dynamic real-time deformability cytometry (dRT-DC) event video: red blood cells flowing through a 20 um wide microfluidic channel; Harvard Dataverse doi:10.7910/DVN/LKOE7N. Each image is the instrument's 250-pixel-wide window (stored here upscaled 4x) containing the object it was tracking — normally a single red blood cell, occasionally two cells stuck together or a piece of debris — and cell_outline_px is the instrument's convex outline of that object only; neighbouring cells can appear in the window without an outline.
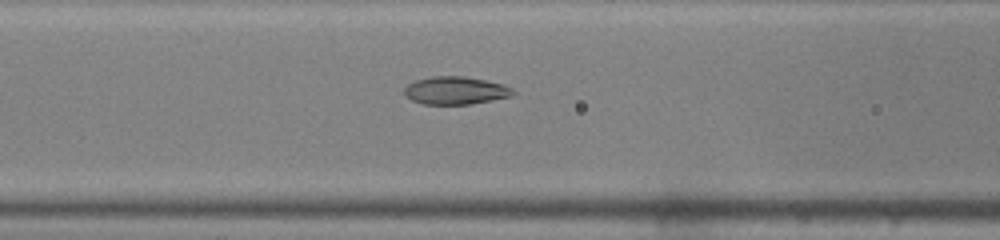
{"species": "common noctule bat (a hibernating species)", "species_latin": "Nyctalus noctula", "temperature_condition": "warm", "stored_images_in_passage": 36, "camera_frame_rate_fps": 3000, "um_per_image_px": 0.085, "animal": {"sex": "male", "body_mass_g": 19.0, "forearm_length_mm": 50.8}, "frame": {"image": 1, "passage_image": 9, "time_ms": 2.667, "image_size_px": [1000, 240], "cell_outline_px": [[516, 92], [512, 96], [492, 100], [468, 104], [424, 104], [412, 100], [404, 92], [404, 88], [408, 84], [416, 80], [432, 76], [460, 76], [484, 80], [504, 84], [512, 88]], "centroid_in_image_um": [38.74, 7.69], "position_along_channel_um": 127.9, "area_um2": 17.46}}
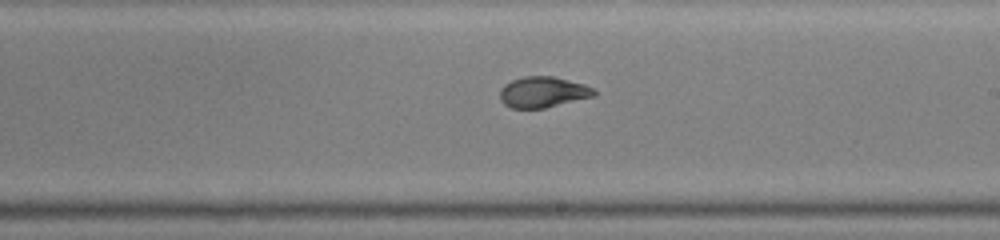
{"frame": {"image": 2, "passage_image": 17, "time_ms": 5.333, "image_size_px": [1000, 240], "cell_outline_px": [[596, 96], [544, 108], [512, 108], [504, 104], [500, 100], [500, 88], [504, 84], [512, 80], [524, 76], [552, 76], [584, 84], [592, 88], [596, 92]], "centroid_in_image_um": [46.13, 7.83], "position_along_channel_um": 242.9, "area_um2": 16.94}}
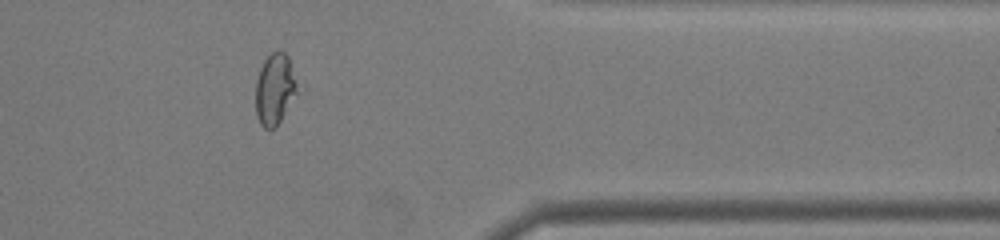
{"frame": {"image": 3, "passage_image": 28, "time_ms": 9.0, "image_size_px": [1000, 240], "cell_outline_px": [[304, 92], [276, 128], [264, 128], [260, 124], [256, 116], [256, 80], [260, 68], [264, 60], [272, 52], [284, 52], [288, 56]], "centroid_in_image_um": [23.48, 7.63], "position_along_channel_um": 387.9, "area_um2": 18.61}, "authors_computed_cell_mechanics": {"area_um2": 17.8313, "velocity_mm_per_s": 4.3264, "shape_relaxation_time_tau1_ms": null, "shape_relaxation_time_tau2_ms": 0.7555, "deformation_change_tau1": null, "deformation_change_tau2": 0.0462}}